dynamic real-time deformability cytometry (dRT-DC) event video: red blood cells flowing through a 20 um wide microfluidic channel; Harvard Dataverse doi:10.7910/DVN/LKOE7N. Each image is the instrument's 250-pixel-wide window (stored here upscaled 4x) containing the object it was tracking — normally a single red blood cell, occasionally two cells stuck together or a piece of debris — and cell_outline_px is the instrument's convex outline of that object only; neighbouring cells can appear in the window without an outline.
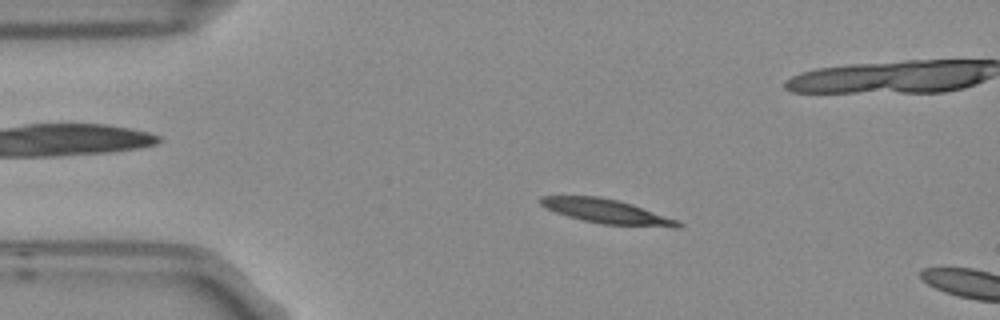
{"species": "Egyptian fruit bat (a non-hibernating species)", "species_latin": "Rousettus aegyptiacus", "temperature_condition": "room temperature", "stored_images_in_passage": 3, "camera_frame_rate_fps": 3000, "um_per_image_px": 0.085, "frame": {"image": 1, "passage_image": 2, "time_ms": 0.333, "image_size_px": [1000, 320], "cell_outline_px": [[684, 224], [680, 228], [672, 228], [600, 224], [568, 216], [556, 212], [540, 204], [540, 196], [600, 196], [632, 204], [676, 220]], "centroid_in_image_um": [51.61, 17.98], "position_along_channel_um": 33.4, "area_um2": 19.31}}